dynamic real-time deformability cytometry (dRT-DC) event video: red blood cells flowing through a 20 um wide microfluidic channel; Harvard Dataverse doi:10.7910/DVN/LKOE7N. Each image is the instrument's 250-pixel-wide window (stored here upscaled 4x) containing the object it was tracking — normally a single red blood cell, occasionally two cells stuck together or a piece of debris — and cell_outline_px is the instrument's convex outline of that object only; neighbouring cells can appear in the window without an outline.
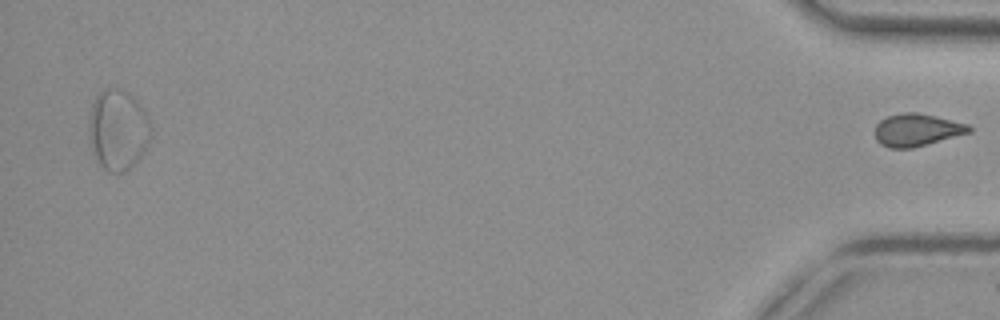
{"species": "common noctule bat (a hibernating species)", "species_latin": "Nyctalus noctula", "temperature_condition": "cold", "stored_images_in_passage": 42, "segment_of_instrument_passage": [2, 2], "camera_frame_rate_fps": 3000, "um_per_image_px": 0.085, "animal": {"sex": "female", "body_mass_g": 29.2, "forearm_length_mm": 56.3}, "frame": {"image": 1, "passage_image": 42, "time_ms": 13.667, "image_size_px": [1000, 320], "cell_outline_px": [[972, 132], [912, 148], [888, 148], [880, 144], [876, 140], [876, 124], [880, 120], [888, 116], [904, 112], [916, 112], [936, 116], [968, 124], [972, 128]], "centroid_in_image_um": [77.93, 11.04], "position_along_channel_um": 357.3, "area_um2": 17.8}}